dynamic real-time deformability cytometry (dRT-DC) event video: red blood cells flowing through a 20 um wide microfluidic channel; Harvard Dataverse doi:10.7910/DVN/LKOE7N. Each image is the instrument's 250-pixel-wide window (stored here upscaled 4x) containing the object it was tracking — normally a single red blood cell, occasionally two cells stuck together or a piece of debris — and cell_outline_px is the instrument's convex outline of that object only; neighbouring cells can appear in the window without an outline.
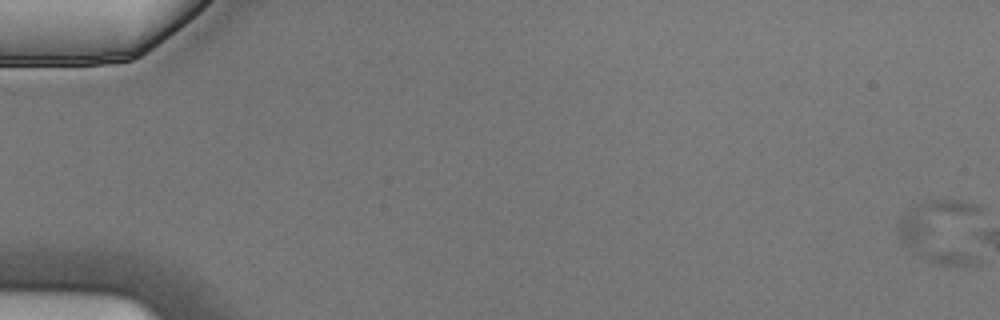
{"species": "Egyptian fruit bat (a non-hibernating species)", "species_latin": "Rousettus aegyptiacus", "temperature_condition": "cold", "stored_images_in_passage": 6, "camera_frame_rate_fps": 3000, "um_per_image_px": 0.085, "animal": {"sex": "male"}, "frame": {"image": 1, "passage_image": 1, "time_ms": 0.0, "image_size_px": [1000, 320], "cell_outline_px": [[984, 208], [980, 264], [936, 264], [916, 256], [900, 236], [896, 228], [896, 220], [908, 208], [924, 200], [964, 200], [976, 204]], "centroid_in_image_um": [80.21, 19.65], "position_along_channel_um": 4.8, "area_um2": 34.1}}